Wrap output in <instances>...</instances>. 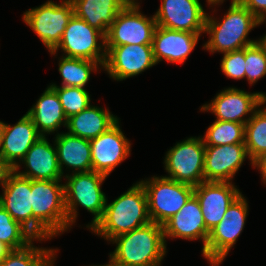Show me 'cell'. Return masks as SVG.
I'll return each mask as SVG.
<instances>
[{
  "label": "cell",
  "instance_id": "obj_1",
  "mask_svg": "<svg viewBox=\"0 0 266 266\" xmlns=\"http://www.w3.org/2000/svg\"><path fill=\"white\" fill-rule=\"evenodd\" d=\"M149 222L147 195L142 184L136 182L111 203L107 198L103 216L90 230L110 241Z\"/></svg>",
  "mask_w": 266,
  "mask_h": 266
},
{
  "label": "cell",
  "instance_id": "obj_2",
  "mask_svg": "<svg viewBox=\"0 0 266 266\" xmlns=\"http://www.w3.org/2000/svg\"><path fill=\"white\" fill-rule=\"evenodd\" d=\"M217 19L207 13L205 32L209 39L203 44V49L211 52H232L254 44L258 40H250L249 32L261 22L239 1H232L223 17Z\"/></svg>",
  "mask_w": 266,
  "mask_h": 266
},
{
  "label": "cell",
  "instance_id": "obj_3",
  "mask_svg": "<svg viewBox=\"0 0 266 266\" xmlns=\"http://www.w3.org/2000/svg\"><path fill=\"white\" fill-rule=\"evenodd\" d=\"M56 180H31L33 237L51 240L67 232L64 184Z\"/></svg>",
  "mask_w": 266,
  "mask_h": 266
},
{
  "label": "cell",
  "instance_id": "obj_4",
  "mask_svg": "<svg viewBox=\"0 0 266 266\" xmlns=\"http://www.w3.org/2000/svg\"><path fill=\"white\" fill-rule=\"evenodd\" d=\"M116 244L109 261L132 265H161L167 253L163 225L149 222L110 240Z\"/></svg>",
  "mask_w": 266,
  "mask_h": 266
},
{
  "label": "cell",
  "instance_id": "obj_5",
  "mask_svg": "<svg viewBox=\"0 0 266 266\" xmlns=\"http://www.w3.org/2000/svg\"><path fill=\"white\" fill-rule=\"evenodd\" d=\"M65 206L67 213V231L72 228L78 216V206H82L94 215L92 221L86 225L91 229L101 219L106 205V194L102 185L108 177L102 173L90 171L71 173L64 176Z\"/></svg>",
  "mask_w": 266,
  "mask_h": 266
},
{
  "label": "cell",
  "instance_id": "obj_6",
  "mask_svg": "<svg viewBox=\"0 0 266 266\" xmlns=\"http://www.w3.org/2000/svg\"><path fill=\"white\" fill-rule=\"evenodd\" d=\"M145 189L152 222L163 225L177 214L194 194V187L163 176L139 181Z\"/></svg>",
  "mask_w": 266,
  "mask_h": 266
},
{
  "label": "cell",
  "instance_id": "obj_7",
  "mask_svg": "<svg viewBox=\"0 0 266 266\" xmlns=\"http://www.w3.org/2000/svg\"><path fill=\"white\" fill-rule=\"evenodd\" d=\"M248 207L247 200L241 193L228 207L220 223L210 231L202 252L210 266H220L232 247L235 246L245 227Z\"/></svg>",
  "mask_w": 266,
  "mask_h": 266
},
{
  "label": "cell",
  "instance_id": "obj_8",
  "mask_svg": "<svg viewBox=\"0 0 266 266\" xmlns=\"http://www.w3.org/2000/svg\"><path fill=\"white\" fill-rule=\"evenodd\" d=\"M204 155L205 145L201 136L177 142L166 152L163 164L168 175L163 177L198 186L205 182Z\"/></svg>",
  "mask_w": 266,
  "mask_h": 266
},
{
  "label": "cell",
  "instance_id": "obj_9",
  "mask_svg": "<svg viewBox=\"0 0 266 266\" xmlns=\"http://www.w3.org/2000/svg\"><path fill=\"white\" fill-rule=\"evenodd\" d=\"M60 49L64 57L95 61L102 68L106 61L105 35L75 15L66 26L60 43L50 54L57 56Z\"/></svg>",
  "mask_w": 266,
  "mask_h": 266
},
{
  "label": "cell",
  "instance_id": "obj_10",
  "mask_svg": "<svg viewBox=\"0 0 266 266\" xmlns=\"http://www.w3.org/2000/svg\"><path fill=\"white\" fill-rule=\"evenodd\" d=\"M73 15V6L69 0H61L60 3L47 0L44 4L25 11L22 19L50 52L60 43Z\"/></svg>",
  "mask_w": 266,
  "mask_h": 266
},
{
  "label": "cell",
  "instance_id": "obj_11",
  "mask_svg": "<svg viewBox=\"0 0 266 266\" xmlns=\"http://www.w3.org/2000/svg\"><path fill=\"white\" fill-rule=\"evenodd\" d=\"M156 27L154 15L141 13L140 5L125 6L105 35L106 53L115 46L152 45Z\"/></svg>",
  "mask_w": 266,
  "mask_h": 266
},
{
  "label": "cell",
  "instance_id": "obj_12",
  "mask_svg": "<svg viewBox=\"0 0 266 266\" xmlns=\"http://www.w3.org/2000/svg\"><path fill=\"white\" fill-rule=\"evenodd\" d=\"M265 101L266 93L228 87L217 93L210 103L201 106L200 111L213 113L215 120L246 124Z\"/></svg>",
  "mask_w": 266,
  "mask_h": 266
},
{
  "label": "cell",
  "instance_id": "obj_13",
  "mask_svg": "<svg viewBox=\"0 0 266 266\" xmlns=\"http://www.w3.org/2000/svg\"><path fill=\"white\" fill-rule=\"evenodd\" d=\"M207 13L200 0H162L154 14L157 26L202 34Z\"/></svg>",
  "mask_w": 266,
  "mask_h": 266
},
{
  "label": "cell",
  "instance_id": "obj_14",
  "mask_svg": "<svg viewBox=\"0 0 266 266\" xmlns=\"http://www.w3.org/2000/svg\"><path fill=\"white\" fill-rule=\"evenodd\" d=\"M156 64L152 45H121L112 47L106 53L103 70L115 81H123Z\"/></svg>",
  "mask_w": 266,
  "mask_h": 266
},
{
  "label": "cell",
  "instance_id": "obj_15",
  "mask_svg": "<svg viewBox=\"0 0 266 266\" xmlns=\"http://www.w3.org/2000/svg\"><path fill=\"white\" fill-rule=\"evenodd\" d=\"M119 124L118 120L107 131L90 140L92 171L109 176L130 155V140Z\"/></svg>",
  "mask_w": 266,
  "mask_h": 266
},
{
  "label": "cell",
  "instance_id": "obj_16",
  "mask_svg": "<svg viewBox=\"0 0 266 266\" xmlns=\"http://www.w3.org/2000/svg\"><path fill=\"white\" fill-rule=\"evenodd\" d=\"M1 190L0 206L33 236L31 179L9 170Z\"/></svg>",
  "mask_w": 266,
  "mask_h": 266
},
{
  "label": "cell",
  "instance_id": "obj_17",
  "mask_svg": "<svg viewBox=\"0 0 266 266\" xmlns=\"http://www.w3.org/2000/svg\"><path fill=\"white\" fill-rule=\"evenodd\" d=\"M242 192L230 182H202L194 187L206 229L212 231L223 219L228 207Z\"/></svg>",
  "mask_w": 266,
  "mask_h": 266
},
{
  "label": "cell",
  "instance_id": "obj_18",
  "mask_svg": "<svg viewBox=\"0 0 266 266\" xmlns=\"http://www.w3.org/2000/svg\"><path fill=\"white\" fill-rule=\"evenodd\" d=\"M248 158L245 144L205 146V182H230Z\"/></svg>",
  "mask_w": 266,
  "mask_h": 266
},
{
  "label": "cell",
  "instance_id": "obj_19",
  "mask_svg": "<svg viewBox=\"0 0 266 266\" xmlns=\"http://www.w3.org/2000/svg\"><path fill=\"white\" fill-rule=\"evenodd\" d=\"M31 117L24 114L15 125L4 123L0 156L4 164L13 170L32 145L41 138Z\"/></svg>",
  "mask_w": 266,
  "mask_h": 266
},
{
  "label": "cell",
  "instance_id": "obj_20",
  "mask_svg": "<svg viewBox=\"0 0 266 266\" xmlns=\"http://www.w3.org/2000/svg\"><path fill=\"white\" fill-rule=\"evenodd\" d=\"M21 163L26 169L22 172L19 171ZM13 170L20 176L31 180L62 181L64 178L59 166L55 143L52 146L46 136H42L32 145Z\"/></svg>",
  "mask_w": 266,
  "mask_h": 266
},
{
  "label": "cell",
  "instance_id": "obj_21",
  "mask_svg": "<svg viewBox=\"0 0 266 266\" xmlns=\"http://www.w3.org/2000/svg\"><path fill=\"white\" fill-rule=\"evenodd\" d=\"M164 240L166 238L201 240L203 243L202 252L206 246L210 232L206 229L200 203L193 194L180 211L173 215L163 224Z\"/></svg>",
  "mask_w": 266,
  "mask_h": 266
},
{
  "label": "cell",
  "instance_id": "obj_22",
  "mask_svg": "<svg viewBox=\"0 0 266 266\" xmlns=\"http://www.w3.org/2000/svg\"><path fill=\"white\" fill-rule=\"evenodd\" d=\"M201 34L177 31L157 26L152 40V50L156 63L183 64L196 47Z\"/></svg>",
  "mask_w": 266,
  "mask_h": 266
},
{
  "label": "cell",
  "instance_id": "obj_23",
  "mask_svg": "<svg viewBox=\"0 0 266 266\" xmlns=\"http://www.w3.org/2000/svg\"><path fill=\"white\" fill-rule=\"evenodd\" d=\"M55 136L53 143L57 149L58 162L63 177L65 176V167L72 170V173L92 171L90 140L71 135L68 132H61Z\"/></svg>",
  "mask_w": 266,
  "mask_h": 266
},
{
  "label": "cell",
  "instance_id": "obj_24",
  "mask_svg": "<svg viewBox=\"0 0 266 266\" xmlns=\"http://www.w3.org/2000/svg\"><path fill=\"white\" fill-rule=\"evenodd\" d=\"M26 113L31 117L37 131L42 136L55 133V131L58 134L59 132L57 131L60 127H67V118L59 96L50 86L46 88L36 103Z\"/></svg>",
  "mask_w": 266,
  "mask_h": 266
},
{
  "label": "cell",
  "instance_id": "obj_25",
  "mask_svg": "<svg viewBox=\"0 0 266 266\" xmlns=\"http://www.w3.org/2000/svg\"><path fill=\"white\" fill-rule=\"evenodd\" d=\"M119 118L108 108L90 105L67 119V132L87 140L94 139L112 127Z\"/></svg>",
  "mask_w": 266,
  "mask_h": 266
},
{
  "label": "cell",
  "instance_id": "obj_26",
  "mask_svg": "<svg viewBox=\"0 0 266 266\" xmlns=\"http://www.w3.org/2000/svg\"><path fill=\"white\" fill-rule=\"evenodd\" d=\"M74 15L104 35L114 22L118 13L125 7L120 0H69Z\"/></svg>",
  "mask_w": 266,
  "mask_h": 266
},
{
  "label": "cell",
  "instance_id": "obj_27",
  "mask_svg": "<svg viewBox=\"0 0 266 266\" xmlns=\"http://www.w3.org/2000/svg\"><path fill=\"white\" fill-rule=\"evenodd\" d=\"M45 241L44 239H34L26 247L12 250L4 259L0 261V266H54L58 249L37 247L34 241Z\"/></svg>",
  "mask_w": 266,
  "mask_h": 266
},
{
  "label": "cell",
  "instance_id": "obj_28",
  "mask_svg": "<svg viewBox=\"0 0 266 266\" xmlns=\"http://www.w3.org/2000/svg\"><path fill=\"white\" fill-rule=\"evenodd\" d=\"M58 65V71L62 76L61 86L80 88H85L90 79L91 72L103 69L98 62L64 56L59 58Z\"/></svg>",
  "mask_w": 266,
  "mask_h": 266
},
{
  "label": "cell",
  "instance_id": "obj_29",
  "mask_svg": "<svg viewBox=\"0 0 266 266\" xmlns=\"http://www.w3.org/2000/svg\"><path fill=\"white\" fill-rule=\"evenodd\" d=\"M266 101L253 113L245 124V146L253 167V162L266 152ZM262 107V108H261Z\"/></svg>",
  "mask_w": 266,
  "mask_h": 266
},
{
  "label": "cell",
  "instance_id": "obj_30",
  "mask_svg": "<svg viewBox=\"0 0 266 266\" xmlns=\"http://www.w3.org/2000/svg\"><path fill=\"white\" fill-rule=\"evenodd\" d=\"M201 137L205 146L245 144V124L215 120Z\"/></svg>",
  "mask_w": 266,
  "mask_h": 266
},
{
  "label": "cell",
  "instance_id": "obj_31",
  "mask_svg": "<svg viewBox=\"0 0 266 266\" xmlns=\"http://www.w3.org/2000/svg\"><path fill=\"white\" fill-rule=\"evenodd\" d=\"M35 238L0 206V241L12 250L26 247Z\"/></svg>",
  "mask_w": 266,
  "mask_h": 266
},
{
  "label": "cell",
  "instance_id": "obj_32",
  "mask_svg": "<svg viewBox=\"0 0 266 266\" xmlns=\"http://www.w3.org/2000/svg\"><path fill=\"white\" fill-rule=\"evenodd\" d=\"M59 96L66 118L80 113L91 105V98L86 88L49 85Z\"/></svg>",
  "mask_w": 266,
  "mask_h": 266
},
{
  "label": "cell",
  "instance_id": "obj_33",
  "mask_svg": "<svg viewBox=\"0 0 266 266\" xmlns=\"http://www.w3.org/2000/svg\"><path fill=\"white\" fill-rule=\"evenodd\" d=\"M245 61V79L250 85L266 76V45L261 39L245 47Z\"/></svg>",
  "mask_w": 266,
  "mask_h": 266
},
{
  "label": "cell",
  "instance_id": "obj_34",
  "mask_svg": "<svg viewBox=\"0 0 266 266\" xmlns=\"http://www.w3.org/2000/svg\"><path fill=\"white\" fill-rule=\"evenodd\" d=\"M245 48L223 53L220 68L227 78L245 79Z\"/></svg>",
  "mask_w": 266,
  "mask_h": 266
},
{
  "label": "cell",
  "instance_id": "obj_35",
  "mask_svg": "<svg viewBox=\"0 0 266 266\" xmlns=\"http://www.w3.org/2000/svg\"><path fill=\"white\" fill-rule=\"evenodd\" d=\"M262 23L266 21V0H238Z\"/></svg>",
  "mask_w": 266,
  "mask_h": 266
},
{
  "label": "cell",
  "instance_id": "obj_36",
  "mask_svg": "<svg viewBox=\"0 0 266 266\" xmlns=\"http://www.w3.org/2000/svg\"><path fill=\"white\" fill-rule=\"evenodd\" d=\"M253 168L260 171L262 182L266 185V152L253 162Z\"/></svg>",
  "mask_w": 266,
  "mask_h": 266
},
{
  "label": "cell",
  "instance_id": "obj_37",
  "mask_svg": "<svg viewBox=\"0 0 266 266\" xmlns=\"http://www.w3.org/2000/svg\"><path fill=\"white\" fill-rule=\"evenodd\" d=\"M10 169L4 164L3 160L0 158V186L2 187L6 173Z\"/></svg>",
  "mask_w": 266,
  "mask_h": 266
},
{
  "label": "cell",
  "instance_id": "obj_38",
  "mask_svg": "<svg viewBox=\"0 0 266 266\" xmlns=\"http://www.w3.org/2000/svg\"><path fill=\"white\" fill-rule=\"evenodd\" d=\"M11 251L12 249L9 246L0 241V261L4 259Z\"/></svg>",
  "mask_w": 266,
  "mask_h": 266
},
{
  "label": "cell",
  "instance_id": "obj_39",
  "mask_svg": "<svg viewBox=\"0 0 266 266\" xmlns=\"http://www.w3.org/2000/svg\"><path fill=\"white\" fill-rule=\"evenodd\" d=\"M105 266H161V265H132V264H126L116 261H109L108 264H104Z\"/></svg>",
  "mask_w": 266,
  "mask_h": 266
},
{
  "label": "cell",
  "instance_id": "obj_40",
  "mask_svg": "<svg viewBox=\"0 0 266 266\" xmlns=\"http://www.w3.org/2000/svg\"><path fill=\"white\" fill-rule=\"evenodd\" d=\"M121 3H123L125 6H137L140 3L138 0H120Z\"/></svg>",
  "mask_w": 266,
  "mask_h": 266
},
{
  "label": "cell",
  "instance_id": "obj_41",
  "mask_svg": "<svg viewBox=\"0 0 266 266\" xmlns=\"http://www.w3.org/2000/svg\"><path fill=\"white\" fill-rule=\"evenodd\" d=\"M225 0H206V2L208 3V5L210 6V7H214V6H216V5H220V4H222L223 2H224ZM232 1H238V0H232Z\"/></svg>",
  "mask_w": 266,
  "mask_h": 266
},
{
  "label": "cell",
  "instance_id": "obj_42",
  "mask_svg": "<svg viewBox=\"0 0 266 266\" xmlns=\"http://www.w3.org/2000/svg\"><path fill=\"white\" fill-rule=\"evenodd\" d=\"M3 124H4V122L0 121V150H1ZM0 158H1V156H0Z\"/></svg>",
  "mask_w": 266,
  "mask_h": 266
},
{
  "label": "cell",
  "instance_id": "obj_43",
  "mask_svg": "<svg viewBox=\"0 0 266 266\" xmlns=\"http://www.w3.org/2000/svg\"><path fill=\"white\" fill-rule=\"evenodd\" d=\"M260 39L265 43L266 45V34L263 37H260Z\"/></svg>",
  "mask_w": 266,
  "mask_h": 266
}]
</instances>
